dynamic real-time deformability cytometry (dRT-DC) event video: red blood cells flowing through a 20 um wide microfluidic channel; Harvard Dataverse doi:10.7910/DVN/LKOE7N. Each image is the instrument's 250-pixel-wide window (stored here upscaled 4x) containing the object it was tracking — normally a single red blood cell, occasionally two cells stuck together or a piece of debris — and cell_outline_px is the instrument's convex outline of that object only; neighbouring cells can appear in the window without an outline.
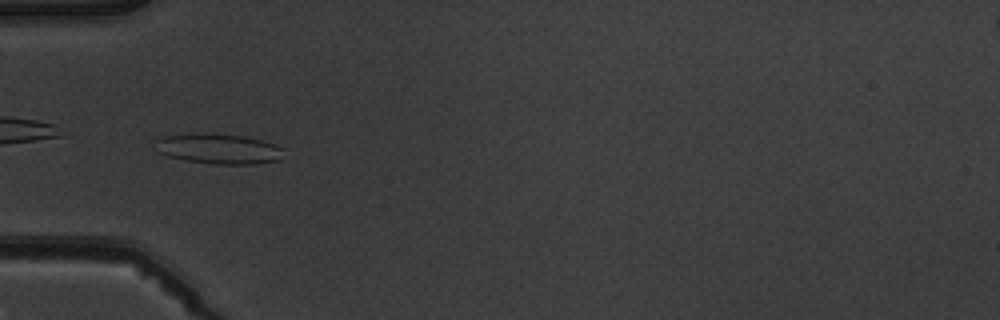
{"species": "common noctule bat (a hibernating species)", "species_latin": "Nyctalus noctula", "temperature_condition": "warm", "stored_images_in_passage": 8, "camera_frame_rate_fps": 3000, "um_per_image_px": 0.085, "animal": {"sex": "male", "body_mass_g": 19.5, "forearm_length_mm": 54.6}, "frame": {"image": 1, "passage_image": 6, "time_ms": 6.0, "image_size_px": [1000, 320], "cell_outline_px": [[284, 148], [280, 160], [256, 164], [212, 164], [184, 160], [168, 156], [160, 152], [156, 140], [164, 136], [204, 132], [208, 132], [244, 136], [260, 140]], "centroid_in_image_um": [18.61, 12.64], "position_along_channel_um": 66.4, "area_um2": 22.54}}
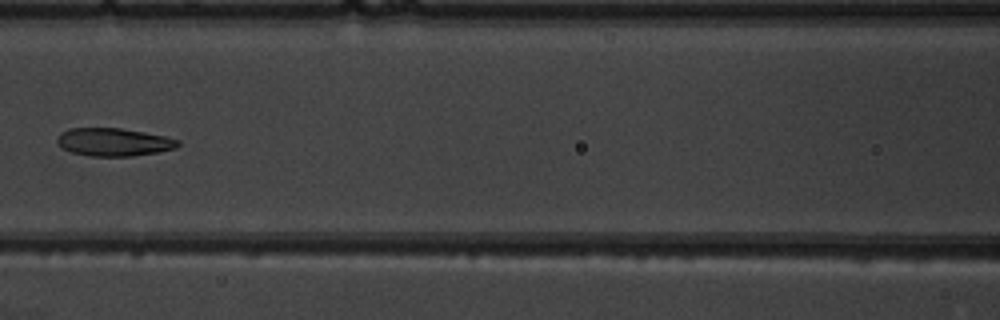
{"frame": {"image": 2, "passage_image": 8, "time_ms": 8.333, "image_size_px": [1000, 320], "cell_outline_px": [[180, 144], [176, 148], [156, 152], [132, 156], [92, 156], [72, 152], [64, 148], [56, 140], [60, 132], [68, 128], [120, 128], [144, 132], [164, 136], [180, 140]], "centroid_in_image_um": [9.67, 12.06], "position_along_channel_um": 156.9, "area_um2": 19.54}}